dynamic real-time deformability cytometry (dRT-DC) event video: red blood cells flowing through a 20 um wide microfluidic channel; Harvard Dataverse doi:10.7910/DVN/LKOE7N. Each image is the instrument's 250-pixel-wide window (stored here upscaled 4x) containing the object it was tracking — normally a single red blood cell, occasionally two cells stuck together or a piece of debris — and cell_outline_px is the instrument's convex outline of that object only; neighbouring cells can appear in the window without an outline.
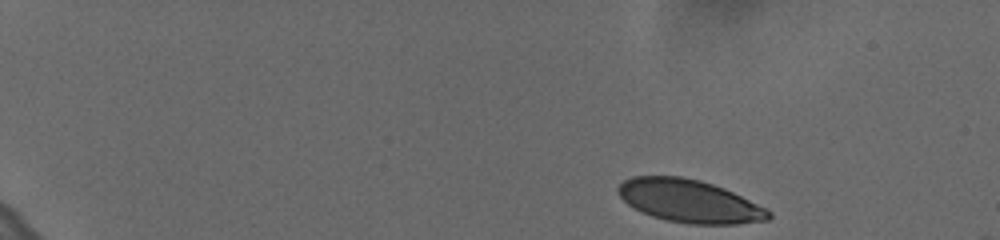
{"species": "human", "species_latin": "Homo sapiens", "temperature_condition": "cold", "stored_images_in_passage": 43, "camera_frame_rate_fps": 3000, "um_per_image_px": 0.085, "donor": {"sex": "female"}, "frame": {"image": 1, "passage_image": 1, "time_ms": 0.0, "image_size_px": [1000, 240], "cell_outline_px": [[772, 216], [768, 220], [736, 224], [688, 224], [668, 220], [652, 216], [628, 204], [620, 196], [616, 188], [624, 180], [632, 176], [680, 176], [700, 180], [724, 188], [768, 208], [772, 212]], "centroid_in_image_um": [58.64, 17.09], "position_along_channel_um": 26.4, "area_um2": 37.51}}
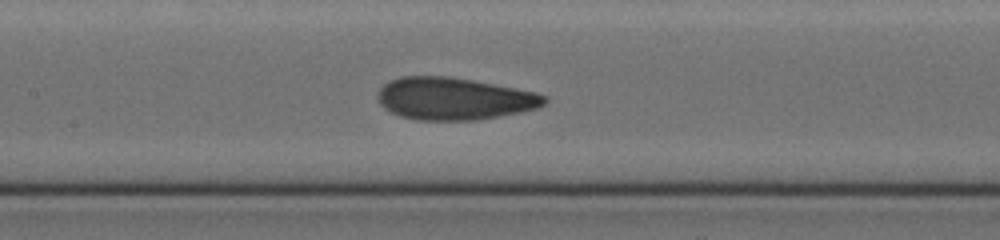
{"frame": {"image": 2, "passage_image": 24, "time_ms": 7.667, "image_size_px": [1000, 240], "cell_outline_px": [[548, 100], [544, 104], [536, 108], [520, 112], [476, 120], [416, 120], [400, 116], [384, 108], [380, 104], [376, 96], [380, 88], [388, 80], [400, 76], [448, 76], [472, 80], [536, 92], [548, 96]], "centroid_in_image_um": [38.57, 8.38], "position_along_channel_um": 168.8, "area_um2": 41.15}}
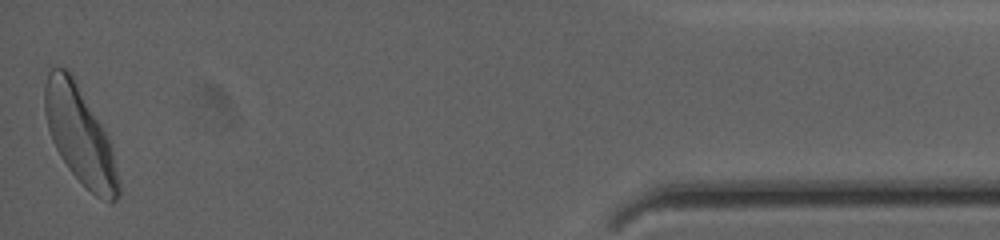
{"frame": {"image": 3, "passage_image": 43, "time_ms": 14.0, "image_size_px": [1000, 240], "cell_outline_px": [[120, 196], [112, 204], [96, 196], [68, 168], [60, 156], [52, 140], [48, 128], [44, 112], [44, 84], [48, 72], [52, 68], [68, 68], [72, 72], [100, 124], [108, 140], [112, 152], [120, 180]], "centroid_in_image_um": [6.77, 11.49], "position_along_channel_um": 428.4, "area_um2": 41.33}, "authors_computed_cell_mechanics": {"area_um2": 39.8242, "velocity_mm_per_s": 3.5917, "shape_relaxation_time_tau1_ms": 4.1116, "shape_relaxation_time_tau2_ms": 0.8801, "deformation_change_tau1": 0.1393, "deformation_change_tau2": 0.0618}}